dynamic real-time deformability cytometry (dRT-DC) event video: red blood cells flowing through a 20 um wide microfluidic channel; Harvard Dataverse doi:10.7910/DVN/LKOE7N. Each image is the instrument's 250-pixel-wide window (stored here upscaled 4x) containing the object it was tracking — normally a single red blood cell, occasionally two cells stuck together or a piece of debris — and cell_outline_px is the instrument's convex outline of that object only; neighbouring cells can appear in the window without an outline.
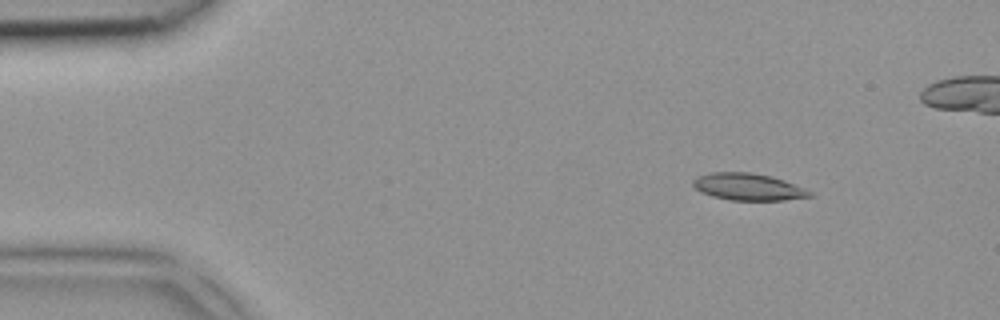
{"species": "common noctule bat (a hibernating species)", "species_latin": "Nyctalus noctula", "temperature_condition": "room temperature", "stored_images_in_passage": 5, "camera_frame_rate_fps": 3000, "um_per_image_px": 0.085, "animal": {"sex": "female", "body_mass_g": 18.4}, "frame": {"image": 1, "passage_image": 2, "time_ms": 0.333, "image_size_px": [1000, 320], "cell_outline_px": [[816, 196], [784, 200], [728, 200], [712, 196], [700, 192], [692, 184], [692, 180], [696, 176], [712, 172], [752, 172], [772, 176], [784, 180], [804, 188], [812, 192]], "centroid_in_image_um": [63.59, 15.88], "position_along_channel_um": 21.4, "area_um2": 18.55}}